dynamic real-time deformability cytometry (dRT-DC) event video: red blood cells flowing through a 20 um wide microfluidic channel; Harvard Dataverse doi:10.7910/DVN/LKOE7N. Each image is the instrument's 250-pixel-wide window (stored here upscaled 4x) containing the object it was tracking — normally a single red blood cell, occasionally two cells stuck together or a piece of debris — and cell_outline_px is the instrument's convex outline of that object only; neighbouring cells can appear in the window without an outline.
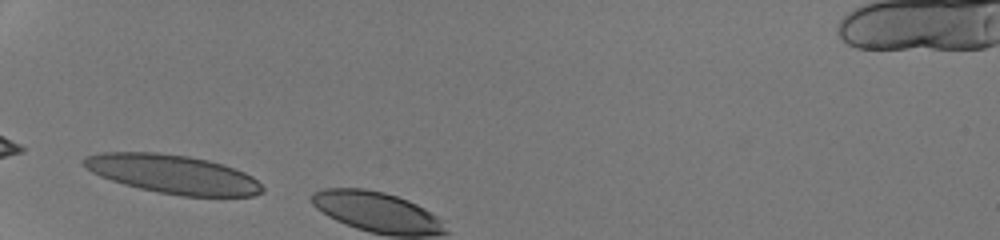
{"species": "human", "species_latin": "Homo sapiens", "temperature_condition": "room temperature", "stored_images_in_passage": 3, "camera_frame_rate_fps": 3000, "um_per_image_px": 0.085, "donor": {"sex": "male"}, "frame": {"image": 1, "passage_image": 1, "time_ms": 0.0, "image_size_px": [1000, 240], "cell_outline_px": [[264, 192], [252, 196], [180, 196], [140, 188], [124, 184], [100, 176], [92, 172], [80, 164], [80, 160], [84, 156], [104, 152], [156, 152], [188, 156], [208, 160], [224, 164], [244, 172], [252, 176], [264, 188]], "centroid_in_image_um": [14.67, 14.79], "position_along_channel_um": 70.3, "area_um2": 40.4}}